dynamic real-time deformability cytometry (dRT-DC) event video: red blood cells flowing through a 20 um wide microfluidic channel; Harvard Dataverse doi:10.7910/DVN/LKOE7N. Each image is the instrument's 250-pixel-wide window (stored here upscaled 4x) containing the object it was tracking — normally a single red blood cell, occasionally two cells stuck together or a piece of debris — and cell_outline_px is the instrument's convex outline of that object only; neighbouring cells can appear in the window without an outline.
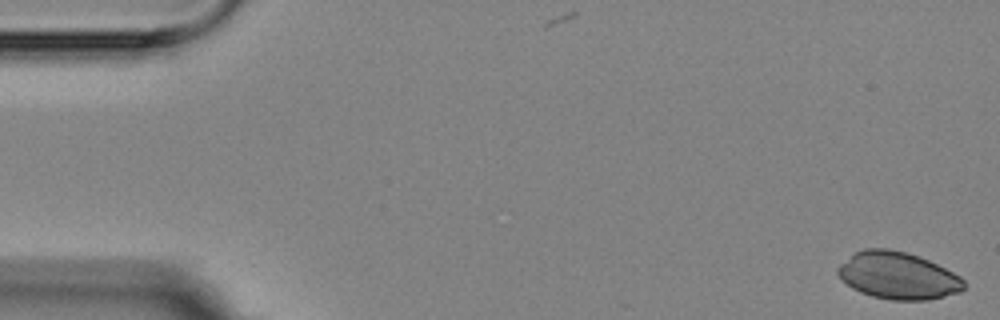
{"species": "Egyptian fruit bat (a non-hibernating species)", "species_latin": "Rousettus aegyptiacus", "temperature_condition": "room temperature", "stored_images_in_passage": 5, "camera_frame_rate_fps": 3000, "um_per_image_px": 0.085, "animal": {"sex": "female"}, "frame": {"image": 1, "passage_image": 1, "time_ms": 0.0, "image_size_px": [1000, 320], "cell_outline_px": [[964, 288], [960, 292], [928, 300], [892, 300], [872, 296], [860, 292], [852, 288], [836, 272], [836, 268], [840, 264], [856, 252], [864, 248], [888, 248], [908, 252], [928, 260], [960, 276], [964, 280]], "centroid_in_image_um": [76.32, 23.42], "position_along_channel_um": 8.7, "area_um2": 34.45}}